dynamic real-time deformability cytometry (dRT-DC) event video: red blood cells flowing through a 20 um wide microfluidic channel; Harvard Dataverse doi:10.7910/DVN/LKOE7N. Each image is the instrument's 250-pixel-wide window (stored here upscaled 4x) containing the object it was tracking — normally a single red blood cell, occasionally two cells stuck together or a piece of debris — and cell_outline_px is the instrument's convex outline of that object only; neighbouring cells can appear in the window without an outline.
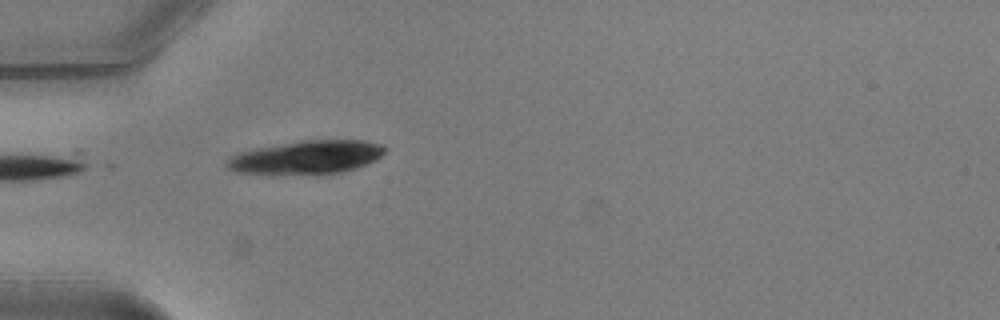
{"species": "common noctule bat (a hibernating species)", "species_latin": "Nyctalus noctula", "temperature_condition": "warm", "stored_images_in_passage": 17, "camera_frame_rate_fps": 3000, "um_per_image_px": 0.085, "animal": {"sex": "male", "body_mass_g": 20.5, "forearm_length_mm": 52.5}, "frame": {"image": 1, "passage_image": 1, "time_ms": 0.0, "image_size_px": [1000, 320], "cell_outline_px": [[388, 148], [376, 160], [356, 168], [344, 172], [240, 172], [228, 168], [224, 164], [224, 160], [228, 156], [240, 152], [256, 148], [300, 140], [364, 140], [384, 144]], "centroid_in_image_um": [26.11, 13.31], "position_along_channel_um": 58.9, "area_um2": 30.06}}